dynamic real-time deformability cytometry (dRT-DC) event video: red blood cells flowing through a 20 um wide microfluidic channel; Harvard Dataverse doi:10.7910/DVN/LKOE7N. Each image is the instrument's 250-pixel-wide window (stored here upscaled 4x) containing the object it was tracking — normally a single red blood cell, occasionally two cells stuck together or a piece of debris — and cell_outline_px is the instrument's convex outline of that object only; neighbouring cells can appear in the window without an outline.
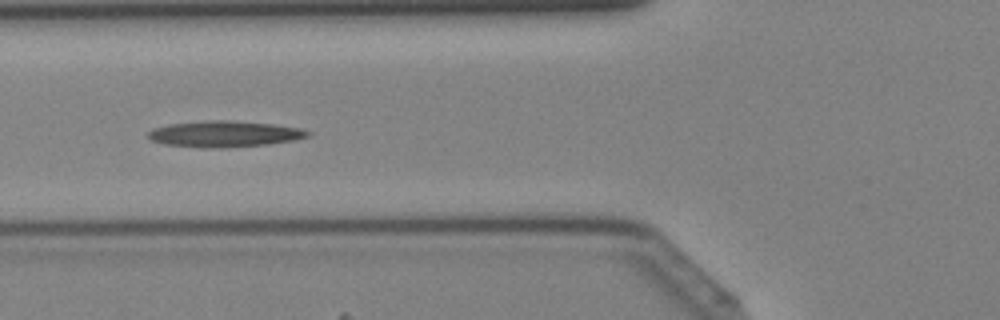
{"species": "Egyptian fruit bat (a non-hibernating species)", "species_latin": "Rousettus aegyptiacus", "temperature_condition": "cold", "stored_images_in_passage": 41, "camera_frame_rate_fps": 3000, "um_per_image_px": 0.085, "animal": {"sex": "female"}, "frame": {"image": 1, "passage_image": 15, "time_ms": 4.667, "image_size_px": [1000, 320], "cell_outline_px": [[312, 132], [308, 136], [296, 140], [268, 144], [220, 148], [204, 148], [164, 144], [152, 140], [148, 136], [148, 132], [152, 128], [168, 124], [208, 120], [228, 120], [272, 124], [300, 128]], "centroid_in_image_um": [19.07, 11.38], "position_along_channel_um": 106.7, "area_um2": 24.33}}
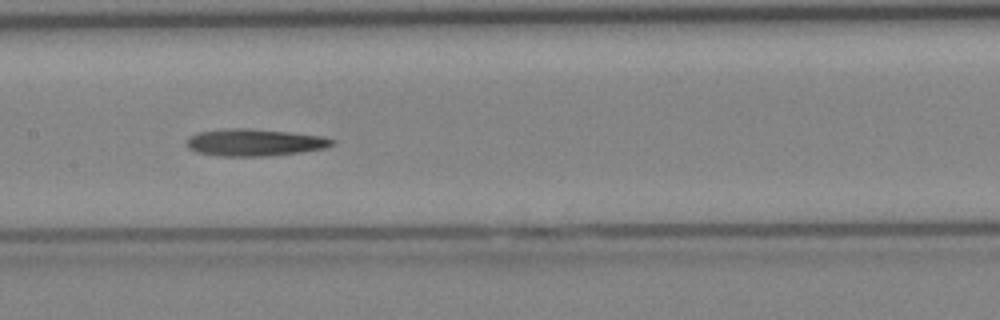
{"frame": {"image": 2, "passage_image": 20, "time_ms": 6.333, "image_size_px": [1000, 320], "cell_outline_px": [[336, 144], [324, 148], [300, 152], [268, 156], [220, 156], [196, 152], [188, 148], [184, 144], [188, 136], [196, 132], [224, 128], [248, 128], [288, 132], [324, 136], [336, 140]], "centroid_in_image_um": [21.6, 12.1], "position_along_channel_um": 185.8, "area_um2": 23.29}}
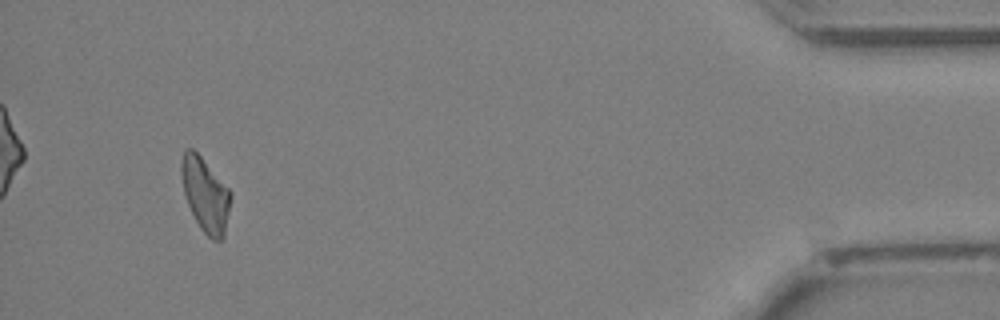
{"frame": {"image": 3, "passage_image": 39, "time_ms": 12.667, "image_size_px": [1000, 320], "cell_outline_px": [[232, 196], [224, 236], [220, 240], [212, 240], [200, 228], [188, 204], [184, 192], [180, 172], [180, 160], [184, 148], [192, 148], [200, 156], [232, 192]], "centroid_in_image_um": [17.45, 16.52], "position_along_channel_um": 417.8, "area_um2": 21.21}}